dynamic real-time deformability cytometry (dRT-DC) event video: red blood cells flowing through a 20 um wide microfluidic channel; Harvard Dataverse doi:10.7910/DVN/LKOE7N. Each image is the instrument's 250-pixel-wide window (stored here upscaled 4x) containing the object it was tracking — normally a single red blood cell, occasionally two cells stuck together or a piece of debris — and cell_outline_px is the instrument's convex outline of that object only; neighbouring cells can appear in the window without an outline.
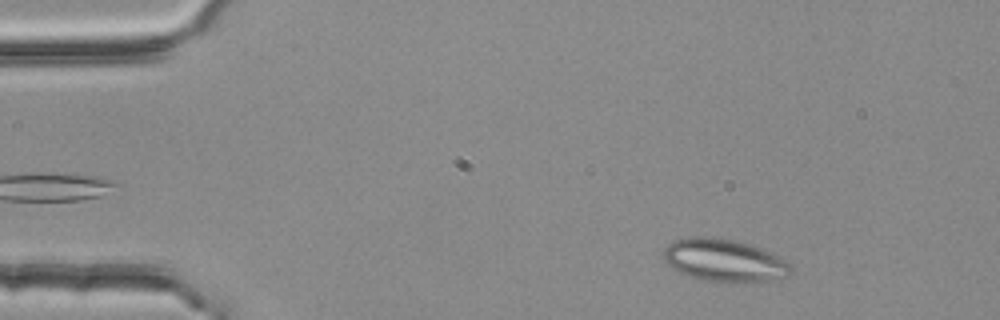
{"species": "common noctule bat (a hibernating species)", "species_latin": "Nyctalus noctula", "temperature_condition": "room temperature", "stored_images_in_passage": 2, "camera_frame_rate_fps": 3000, "um_per_image_px": 0.085, "animal": {"sex": "female", "body_mass_g": 25.1}, "frame": {"image": 1, "passage_image": 2, "time_ms": 0.333, "image_size_px": [1000, 320], "cell_outline_px": [[792, 268], [788, 276], [748, 284], [744, 284], [700, 280], [676, 272], [664, 260], [664, 248], [668, 244], [676, 240], [692, 236], [704, 236], [732, 240], [748, 244], [760, 248], [792, 264]], "centroid_in_image_um": [61.53, 22.17], "position_along_channel_um": 23.5, "area_um2": 31.85}}